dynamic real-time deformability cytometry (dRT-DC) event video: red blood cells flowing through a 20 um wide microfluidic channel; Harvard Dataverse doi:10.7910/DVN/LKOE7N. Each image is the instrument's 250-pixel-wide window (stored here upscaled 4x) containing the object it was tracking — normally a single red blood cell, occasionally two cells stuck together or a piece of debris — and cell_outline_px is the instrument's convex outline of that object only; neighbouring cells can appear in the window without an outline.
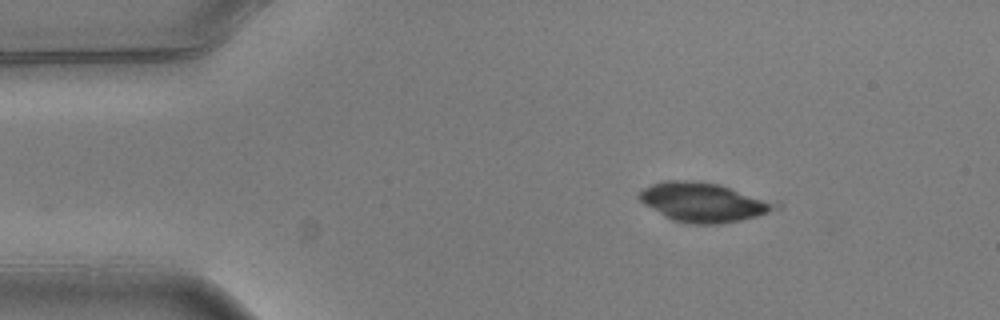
{"species": "common noctule bat (a hibernating species)", "species_latin": "Nyctalus noctula", "temperature_condition": "warm", "stored_images_in_passage": 2, "camera_frame_rate_fps": 3000, "um_per_image_px": 0.085, "animal": {"sex": "male", "body_mass_g": 20.5, "forearm_length_mm": 52.5}, "frame": {"image": 1, "passage_image": 2, "time_ms": 0.333, "image_size_px": [1000, 320], "cell_outline_px": [[780, 208], [756, 216], [740, 220], [720, 224], [688, 224], [672, 220], [664, 216], [644, 204], [636, 196], [640, 188], [664, 180], [696, 180], [720, 184], [780, 200]], "centroid_in_image_um": [59.85, 17.17], "position_along_channel_um": 25.1, "area_um2": 32.14}}